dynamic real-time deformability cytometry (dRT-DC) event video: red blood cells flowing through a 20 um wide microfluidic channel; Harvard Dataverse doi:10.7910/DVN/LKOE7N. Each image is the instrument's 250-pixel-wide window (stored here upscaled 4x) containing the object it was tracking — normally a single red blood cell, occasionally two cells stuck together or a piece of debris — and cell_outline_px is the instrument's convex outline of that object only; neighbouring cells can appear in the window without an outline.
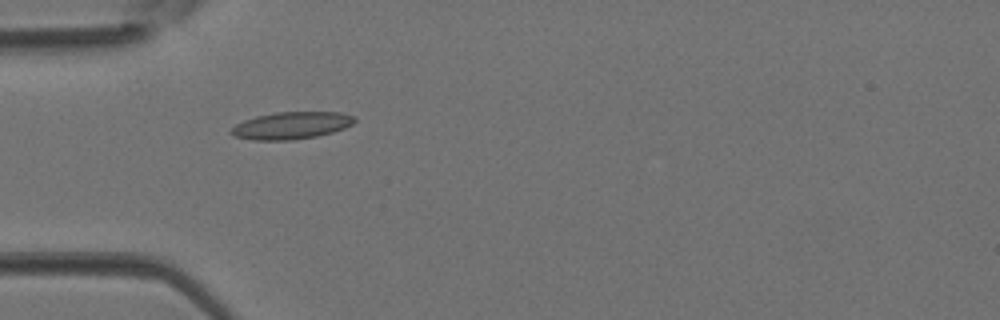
{"species": "Egyptian fruit bat (a non-hibernating species)", "species_latin": "Rousettus aegyptiacus", "temperature_condition": "room temperature", "stored_images_in_passage": 1, "camera_frame_rate_fps": 3000, "um_per_image_px": 0.085, "animal": {"sex": "female"}, "frame": {"image": 1, "passage_image": 1, "time_ms": 0.0, "image_size_px": [1000, 320], "cell_outline_px": [[356, 120], [352, 124], [344, 128], [332, 132], [316, 136], [292, 140], [252, 140], [236, 136], [228, 132], [236, 124], [244, 120], [256, 116], [276, 112], [340, 112], [356, 116]], "centroid_in_image_um": [24.77, 10.66], "position_along_channel_um": 60.2, "area_um2": 19.54}}